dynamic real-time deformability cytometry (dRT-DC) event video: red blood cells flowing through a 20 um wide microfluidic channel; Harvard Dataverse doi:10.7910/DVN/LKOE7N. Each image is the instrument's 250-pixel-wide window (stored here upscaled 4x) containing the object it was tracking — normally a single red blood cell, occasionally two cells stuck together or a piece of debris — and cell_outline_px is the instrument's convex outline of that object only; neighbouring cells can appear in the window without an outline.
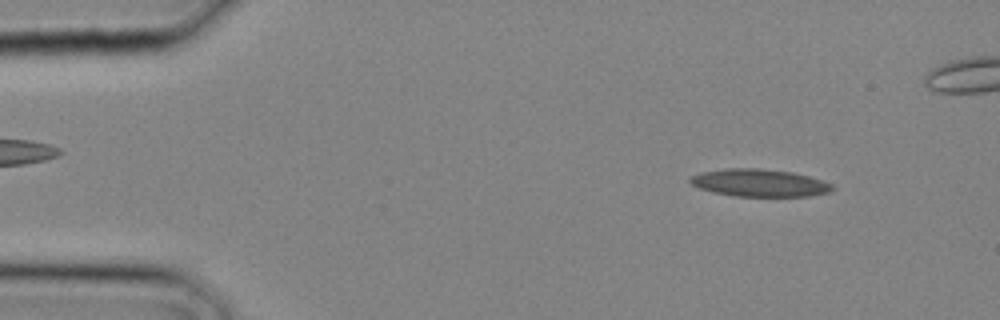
{"species": "common noctule bat (a hibernating species)", "species_latin": "Nyctalus noctula", "temperature_condition": "cold", "stored_images_in_passage": 14, "camera_frame_rate_fps": 3000, "um_per_image_px": 0.085, "animal": {"sex": "male", "body_mass_g": 20.4}, "frame": {"image": 1, "passage_image": 3, "time_ms": 0.667, "image_size_px": [1000, 320], "cell_outline_px": [[836, 188], [832, 192], [808, 196], [732, 196], [712, 192], [700, 188], [692, 184], [688, 180], [692, 176], [704, 172], [728, 168], [760, 168], [792, 172], [808, 176], [832, 184]], "centroid_in_image_um": [64.58, 15.55], "position_along_channel_um": 20.4, "area_um2": 22.72}}
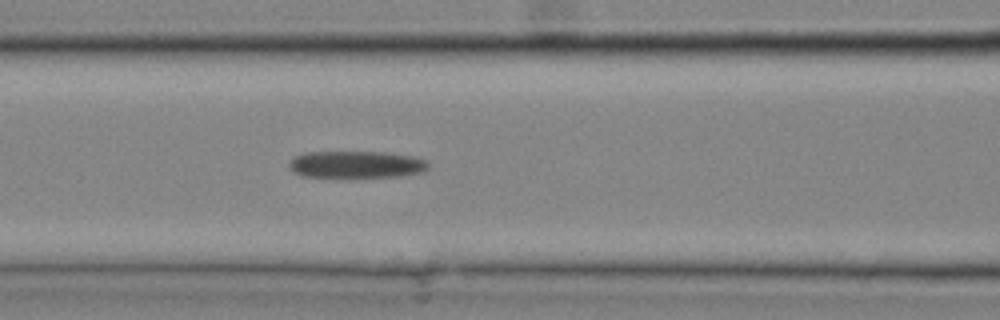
{"frame": {"image": 2, "passage_image": 12, "time_ms": 3.667, "image_size_px": [1000, 320], "cell_outline_px": [[428, 168], [420, 172], [404, 176], [356, 180], [336, 180], [304, 176], [296, 172], [288, 164], [296, 156], [308, 152], [384, 152], [416, 156], [428, 160]], "centroid_in_image_um": [30.34, 14.04], "position_along_channel_um": 136.3, "area_um2": 23.24}}
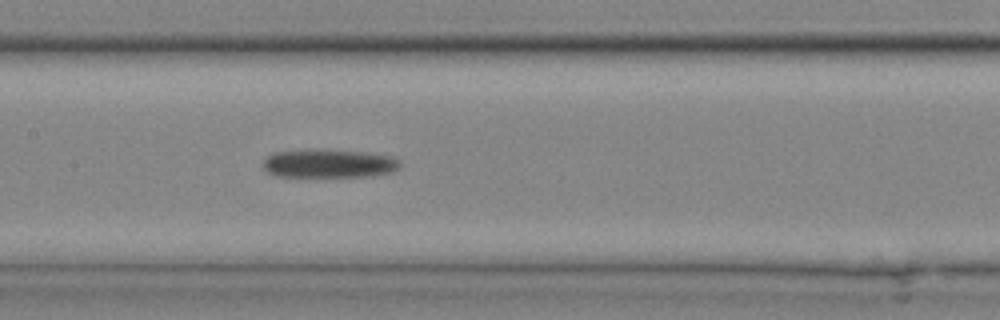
{"frame": {"image": 3, "passage_image": 14, "time_ms": 4.333, "image_size_px": [1000, 320], "cell_outline_px": [[400, 168], [392, 172], [372, 176], [276, 176], [268, 172], [264, 168], [264, 160], [272, 152], [308, 148], [316, 148], [364, 152], [392, 156], [400, 160]], "centroid_in_image_um": [27.96, 13.87], "position_along_channel_um": 179.4, "area_um2": 23.12}}